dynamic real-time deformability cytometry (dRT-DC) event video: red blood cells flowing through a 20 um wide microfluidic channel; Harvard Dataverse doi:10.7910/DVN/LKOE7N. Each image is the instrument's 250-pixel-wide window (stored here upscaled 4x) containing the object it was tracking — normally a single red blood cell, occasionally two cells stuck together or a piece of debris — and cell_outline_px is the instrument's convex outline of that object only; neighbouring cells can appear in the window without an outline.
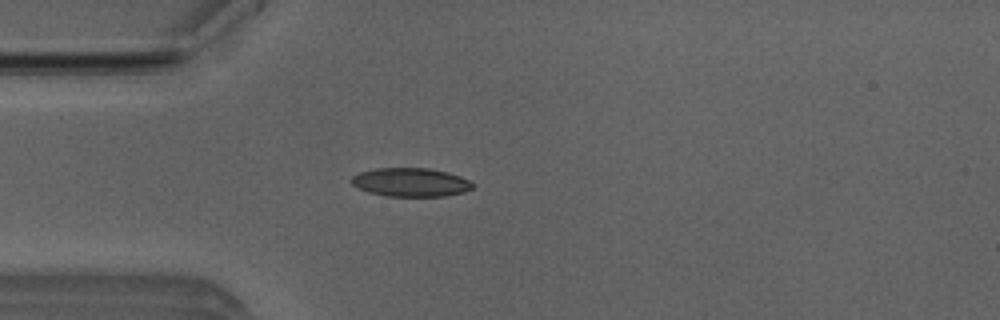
{"species": "Egyptian fruit bat (a non-hibernating species)", "species_latin": "Rousettus aegyptiacus", "temperature_condition": "room temperature", "stored_images_in_passage": 3, "camera_frame_rate_fps": 3000, "um_per_image_px": 0.085, "animal": {"sex": "male"}, "frame": {"image": 1, "passage_image": 2, "time_ms": 0.333, "image_size_px": [1000, 320], "cell_outline_px": [[472, 188], [464, 192], [444, 196], [384, 196], [368, 192], [352, 184], [352, 176], [360, 172], [376, 168], [428, 168], [448, 172], [460, 176], [468, 180], [472, 184]], "centroid_in_image_um": [34.9, 15.49], "position_along_channel_um": 50.1, "area_um2": 20.11}}